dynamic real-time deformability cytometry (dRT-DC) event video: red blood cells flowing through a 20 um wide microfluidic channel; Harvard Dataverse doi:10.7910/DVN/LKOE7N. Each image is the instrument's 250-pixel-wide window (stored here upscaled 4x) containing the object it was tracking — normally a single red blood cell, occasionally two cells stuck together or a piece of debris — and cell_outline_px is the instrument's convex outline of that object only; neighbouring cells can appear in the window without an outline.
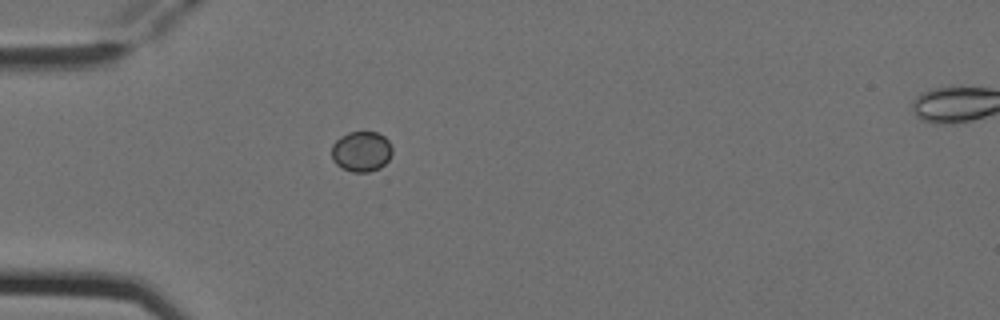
{"species": "Egyptian fruit bat (a non-hibernating species)", "species_latin": "Rousettus aegyptiacus", "temperature_condition": "cold", "stored_images_in_passage": 2, "camera_frame_rate_fps": 3000, "um_per_image_px": 0.085, "animal": {"sex": "female"}, "frame": {"image": 1, "passage_image": 1, "time_ms": 0.0, "image_size_px": [1000, 320], "cell_outline_px": [[392, 152], [388, 160], [380, 168], [368, 172], [352, 172], [340, 168], [332, 160], [332, 144], [340, 136], [348, 132], [376, 132], [384, 136], [388, 140], [392, 148]], "centroid_in_image_um": [30.7, 12.88], "position_along_channel_um": 54.3, "area_um2": 14.39}}